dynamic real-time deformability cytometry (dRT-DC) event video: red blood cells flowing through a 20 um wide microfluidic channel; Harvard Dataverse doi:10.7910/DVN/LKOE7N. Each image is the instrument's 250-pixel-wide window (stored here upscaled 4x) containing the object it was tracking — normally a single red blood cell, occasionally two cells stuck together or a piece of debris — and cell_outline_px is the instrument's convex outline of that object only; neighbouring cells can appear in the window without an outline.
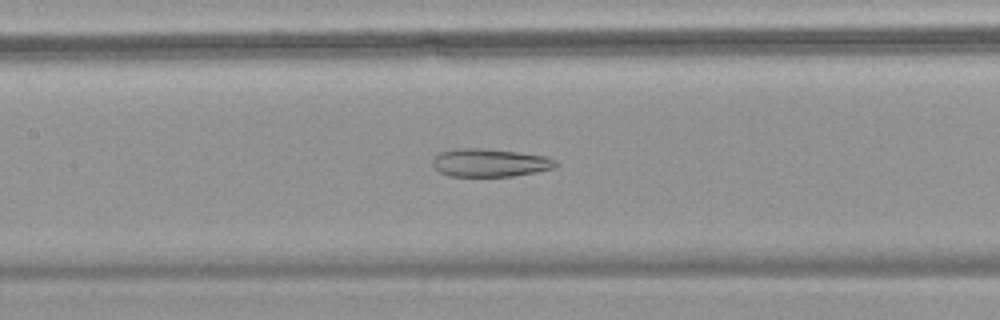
{"species": "common noctule bat (a hibernating species)", "species_latin": "Nyctalus noctula", "temperature_condition": "warm", "stored_images_in_passage": 57, "camera_frame_rate_fps": 3000, "um_per_image_px": 0.085, "animal": {"sex": "female", "body_mass_g": 18.4}, "frame": {"image": 1, "passage_image": 28, "time_ms": 9.0, "image_size_px": [1000, 320], "cell_outline_px": [[560, 164], [556, 168], [536, 172], [512, 176], [448, 176], [440, 172], [432, 164], [432, 160], [440, 152], [456, 148], [480, 148], [516, 152], [544, 156], [556, 160]], "centroid_in_image_um": [41.66, 13.84], "position_along_channel_um": 165.7, "area_um2": 20.11}}
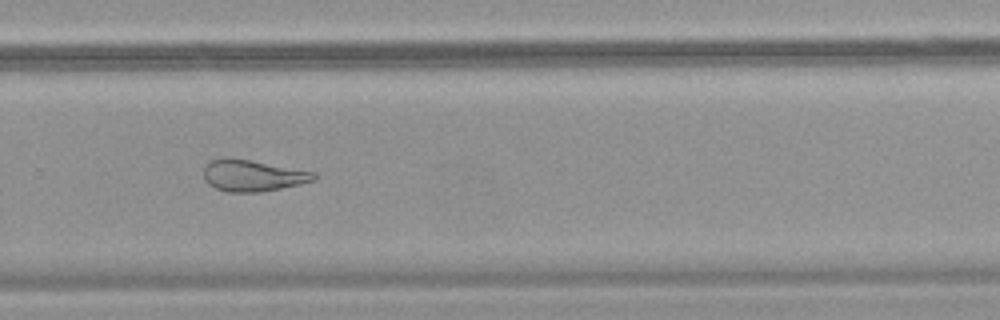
{"frame": {"image": 2, "passage_image": 40, "time_ms": 13.0, "image_size_px": [1000, 320], "cell_outline_px": [[316, 180], [300, 184], [260, 192], [228, 192], [216, 188], [208, 184], [204, 180], [204, 168], [208, 160], [224, 156], [228, 156], [252, 160], [316, 172]], "centroid_in_image_um": [21.44, 14.9], "position_along_channel_um": 308.4, "area_um2": 20.58}}
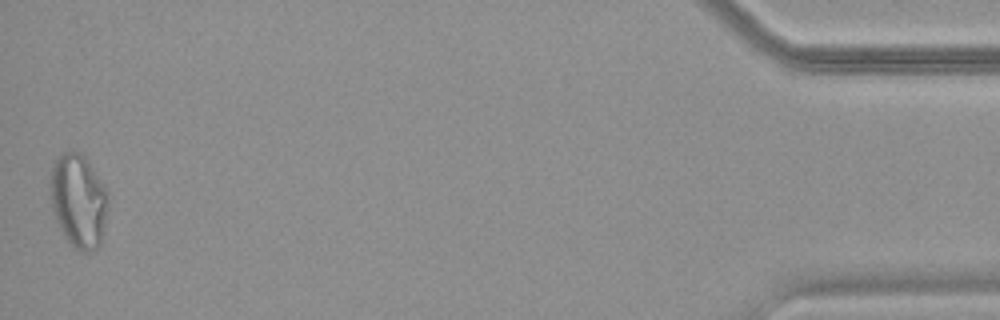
{"frame": {"image": 3, "passage_image": 57, "time_ms": 18.667, "image_size_px": [1000, 320], "cell_outline_px": [[108, 192], [104, 224], [100, 244], [92, 252], [80, 252], [72, 248], [64, 236], [56, 220], [52, 208], [52, 168], [56, 160], [64, 152], [80, 152], [84, 156]], "centroid_in_image_um": [6.68, 17.13], "position_along_channel_um": 428.5, "area_um2": 30.81}, "authors_computed_cell_mechanics": {"area_um2": 27.2816, "velocity_mm_per_s": 3.5784, "shape_relaxation_time_tau1_ms": null, "shape_relaxation_time_tau2_ms": 2.5124, "deformation_change_tau1": null, "deformation_change_tau2": 0.1185}}